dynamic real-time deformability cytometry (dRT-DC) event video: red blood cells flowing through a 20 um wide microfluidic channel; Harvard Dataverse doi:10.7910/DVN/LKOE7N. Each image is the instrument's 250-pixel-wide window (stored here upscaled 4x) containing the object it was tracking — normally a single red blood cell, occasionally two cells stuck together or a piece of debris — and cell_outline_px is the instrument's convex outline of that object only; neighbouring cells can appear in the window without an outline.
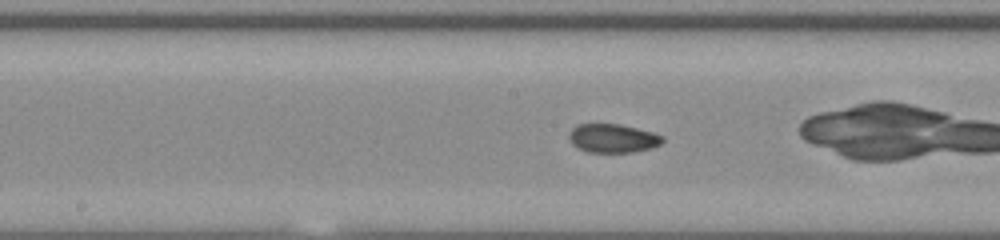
{"species": "common noctule bat (a hibernating species)", "species_latin": "Nyctalus noctula", "temperature_condition": "room temperature", "stored_images_in_passage": 29, "camera_frame_rate_fps": 3000, "um_per_image_px": 0.085, "animal": {"sex": "male", "body_mass_g": 20.0, "forearm_length_mm": 53.3}, "frame": {"image": 1, "passage_image": 13, "time_ms": 4.0, "image_size_px": [1000, 240], "cell_outline_px": [[664, 140], [660, 144], [652, 148], [632, 152], [588, 152], [576, 148], [572, 144], [568, 136], [572, 128], [576, 124], [620, 124], [652, 132], [664, 136]], "centroid_in_image_um": [52.07, 11.75], "position_along_channel_um": 196.1, "area_um2": 15.72}}